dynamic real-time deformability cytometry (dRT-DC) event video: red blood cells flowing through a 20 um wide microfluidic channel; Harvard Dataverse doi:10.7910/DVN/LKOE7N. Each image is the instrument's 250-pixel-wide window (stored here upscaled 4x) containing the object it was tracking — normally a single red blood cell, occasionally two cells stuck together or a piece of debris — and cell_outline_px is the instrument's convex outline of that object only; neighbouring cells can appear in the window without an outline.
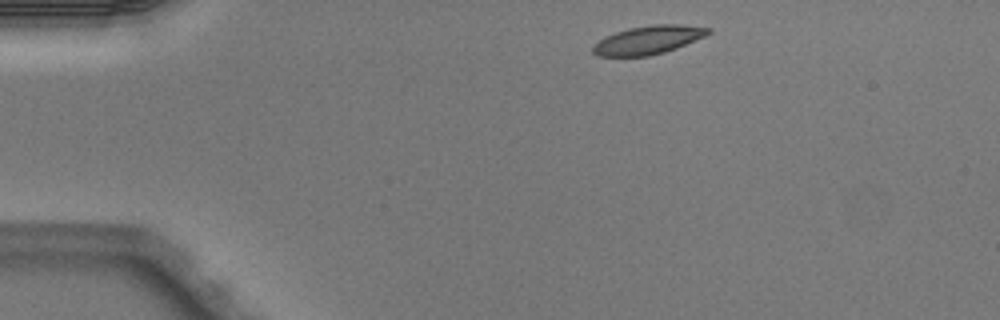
{"species": "Egyptian fruit bat (a non-hibernating species)", "species_latin": "Rousettus aegyptiacus", "temperature_condition": "warm", "stored_images_in_passage": 2, "camera_frame_rate_fps": 3000, "um_per_image_px": 0.085, "animal": {"sex": "male"}, "frame": {"image": 1, "passage_image": 1, "time_ms": 0.0, "image_size_px": [1000, 320], "cell_outline_px": [[712, 32], [704, 36], [676, 48], [664, 52], [648, 56], [596, 56], [592, 52], [592, 48], [604, 36], [628, 28], [652, 24], [680, 24], [712, 28]], "centroid_in_image_um": [55.1, 3.39], "position_along_channel_um": 29.9, "area_um2": 19.07}}